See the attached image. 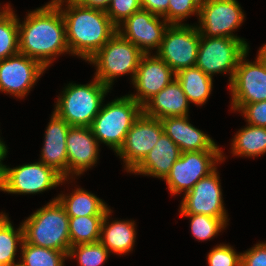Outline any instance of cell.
Listing matches in <instances>:
<instances>
[{"label":"cell","instance_id":"cell-20","mask_svg":"<svg viewBox=\"0 0 266 266\" xmlns=\"http://www.w3.org/2000/svg\"><path fill=\"white\" fill-rule=\"evenodd\" d=\"M163 131L180 148L181 152L220 150L215 142L188 122V116L161 119Z\"/></svg>","mask_w":266,"mask_h":266},{"label":"cell","instance_id":"cell-23","mask_svg":"<svg viewBox=\"0 0 266 266\" xmlns=\"http://www.w3.org/2000/svg\"><path fill=\"white\" fill-rule=\"evenodd\" d=\"M111 210L108 209L101 224L100 242L116 254H126L133 249L136 232L134 221H114L109 224Z\"/></svg>","mask_w":266,"mask_h":266},{"label":"cell","instance_id":"cell-7","mask_svg":"<svg viewBox=\"0 0 266 266\" xmlns=\"http://www.w3.org/2000/svg\"><path fill=\"white\" fill-rule=\"evenodd\" d=\"M249 50L243 39L229 37H205L200 34V44L196 64L205 74L215 73L230 75V83L235 74L240 58Z\"/></svg>","mask_w":266,"mask_h":266},{"label":"cell","instance_id":"cell-9","mask_svg":"<svg viewBox=\"0 0 266 266\" xmlns=\"http://www.w3.org/2000/svg\"><path fill=\"white\" fill-rule=\"evenodd\" d=\"M200 32L196 26L170 24L157 49L161 58L175 73L196 64Z\"/></svg>","mask_w":266,"mask_h":266},{"label":"cell","instance_id":"cell-16","mask_svg":"<svg viewBox=\"0 0 266 266\" xmlns=\"http://www.w3.org/2000/svg\"><path fill=\"white\" fill-rule=\"evenodd\" d=\"M215 169L201 178L193 188L185 193L180 214H203L215 218H227L223 205L218 173Z\"/></svg>","mask_w":266,"mask_h":266},{"label":"cell","instance_id":"cell-26","mask_svg":"<svg viewBox=\"0 0 266 266\" xmlns=\"http://www.w3.org/2000/svg\"><path fill=\"white\" fill-rule=\"evenodd\" d=\"M232 153L255 157L266 152V127L249 125L238 131L232 141Z\"/></svg>","mask_w":266,"mask_h":266},{"label":"cell","instance_id":"cell-4","mask_svg":"<svg viewBox=\"0 0 266 266\" xmlns=\"http://www.w3.org/2000/svg\"><path fill=\"white\" fill-rule=\"evenodd\" d=\"M109 89L97 78L86 85L68 84L54 112L70 126L90 127Z\"/></svg>","mask_w":266,"mask_h":266},{"label":"cell","instance_id":"cell-41","mask_svg":"<svg viewBox=\"0 0 266 266\" xmlns=\"http://www.w3.org/2000/svg\"><path fill=\"white\" fill-rule=\"evenodd\" d=\"M258 55L266 62V44L260 48Z\"/></svg>","mask_w":266,"mask_h":266},{"label":"cell","instance_id":"cell-38","mask_svg":"<svg viewBox=\"0 0 266 266\" xmlns=\"http://www.w3.org/2000/svg\"><path fill=\"white\" fill-rule=\"evenodd\" d=\"M170 0H141V7L153 14L164 16L168 12Z\"/></svg>","mask_w":266,"mask_h":266},{"label":"cell","instance_id":"cell-18","mask_svg":"<svg viewBox=\"0 0 266 266\" xmlns=\"http://www.w3.org/2000/svg\"><path fill=\"white\" fill-rule=\"evenodd\" d=\"M68 178L70 173L81 175L96 164L99 142L90 127L71 126L66 136Z\"/></svg>","mask_w":266,"mask_h":266},{"label":"cell","instance_id":"cell-21","mask_svg":"<svg viewBox=\"0 0 266 266\" xmlns=\"http://www.w3.org/2000/svg\"><path fill=\"white\" fill-rule=\"evenodd\" d=\"M188 98L176 78L142 106V113L148 117L188 116Z\"/></svg>","mask_w":266,"mask_h":266},{"label":"cell","instance_id":"cell-15","mask_svg":"<svg viewBox=\"0 0 266 266\" xmlns=\"http://www.w3.org/2000/svg\"><path fill=\"white\" fill-rule=\"evenodd\" d=\"M44 70L38 61L21 53L0 60V91L23 98Z\"/></svg>","mask_w":266,"mask_h":266},{"label":"cell","instance_id":"cell-10","mask_svg":"<svg viewBox=\"0 0 266 266\" xmlns=\"http://www.w3.org/2000/svg\"><path fill=\"white\" fill-rule=\"evenodd\" d=\"M221 150L181 152L170 173L164 179L172 194L187 193L201 179L213 172L218 161H223Z\"/></svg>","mask_w":266,"mask_h":266},{"label":"cell","instance_id":"cell-33","mask_svg":"<svg viewBox=\"0 0 266 266\" xmlns=\"http://www.w3.org/2000/svg\"><path fill=\"white\" fill-rule=\"evenodd\" d=\"M202 0H170L168 12L163 16L169 24H181L191 14L199 16L200 5Z\"/></svg>","mask_w":266,"mask_h":266},{"label":"cell","instance_id":"cell-1","mask_svg":"<svg viewBox=\"0 0 266 266\" xmlns=\"http://www.w3.org/2000/svg\"><path fill=\"white\" fill-rule=\"evenodd\" d=\"M19 53L38 61L45 69L52 63L51 57L69 52L66 25L61 8L55 2L28 13L18 24Z\"/></svg>","mask_w":266,"mask_h":266},{"label":"cell","instance_id":"cell-6","mask_svg":"<svg viewBox=\"0 0 266 266\" xmlns=\"http://www.w3.org/2000/svg\"><path fill=\"white\" fill-rule=\"evenodd\" d=\"M144 53L116 32L88 61L96 65L95 78L111 88L114 78L123 74L136 75Z\"/></svg>","mask_w":266,"mask_h":266},{"label":"cell","instance_id":"cell-2","mask_svg":"<svg viewBox=\"0 0 266 266\" xmlns=\"http://www.w3.org/2000/svg\"><path fill=\"white\" fill-rule=\"evenodd\" d=\"M64 1L67 3L62 10ZM63 15L70 53L88 61L117 32L106 11L86 7L74 0H52Z\"/></svg>","mask_w":266,"mask_h":266},{"label":"cell","instance_id":"cell-13","mask_svg":"<svg viewBox=\"0 0 266 266\" xmlns=\"http://www.w3.org/2000/svg\"><path fill=\"white\" fill-rule=\"evenodd\" d=\"M163 133L160 119L140 114L117 152L124 159L128 172H132L144 160Z\"/></svg>","mask_w":266,"mask_h":266},{"label":"cell","instance_id":"cell-37","mask_svg":"<svg viewBox=\"0 0 266 266\" xmlns=\"http://www.w3.org/2000/svg\"><path fill=\"white\" fill-rule=\"evenodd\" d=\"M241 254V266H266V243H258Z\"/></svg>","mask_w":266,"mask_h":266},{"label":"cell","instance_id":"cell-3","mask_svg":"<svg viewBox=\"0 0 266 266\" xmlns=\"http://www.w3.org/2000/svg\"><path fill=\"white\" fill-rule=\"evenodd\" d=\"M22 227L26 243L68 254L71 247L69 216L57 197L27 218Z\"/></svg>","mask_w":266,"mask_h":266},{"label":"cell","instance_id":"cell-27","mask_svg":"<svg viewBox=\"0 0 266 266\" xmlns=\"http://www.w3.org/2000/svg\"><path fill=\"white\" fill-rule=\"evenodd\" d=\"M0 12V60L19 53V20L9 6Z\"/></svg>","mask_w":266,"mask_h":266},{"label":"cell","instance_id":"cell-34","mask_svg":"<svg viewBox=\"0 0 266 266\" xmlns=\"http://www.w3.org/2000/svg\"><path fill=\"white\" fill-rule=\"evenodd\" d=\"M142 9L141 0H112L106 10L111 22L118 27L120 22Z\"/></svg>","mask_w":266,"mask_h":266},{"label":"cell","instance_id":"cell-29","mask_svg":"<svg viewBox=\"0 0 266 266\" xmlns=\"http://www.w3.org/2000/svg\"><path fill=\"white\" fill-rule=\"evenodd\" d=\"M23 227L14 230L6 214H0V266H13L17 252V244L23 242ZM18 242V243H17Z\"/></svg>","mask_w":266,"mask_h":266},{"label":"cell","instance_id":"cell-22","mask_svg":"<svg viewBox=\"0 0 266 266\" xmlns=\"http://www.w3.org/2000/svg\"><path fill=\"white\" fill-rule=\"evenodd\" d=\"M180 155V148L167 134L163 133L132 173L165 179Z\"/></svg>","mask_w":266,"mask_h":266},{"label":"cell","instance_id":"cell-14","mask_svg":"<svg viewBox=\"0 0 266 266\" xmlns=\"http://www.w3.org/2000/svg\"><path fill=\"white\" fill-rule=\"evenodd\" d=\"M159 17L163 18L147 10L140 9L126 18L123 23H120L117 27V32L123 38L132 42L144 54H148L150 52L148 49H159L165 31L170 25L165 19L161 22ZM121 24H124L122 29Z\"/></svg>","mask_w":266,"mask_h":266},{"label":"cell","instance_id":"cell-11","mask_svg":"<svg viewBox=\"0 0 266 266\" xmlns=\"http://www.w3.org/2000/svg\"><path fill=\"white\" fill-rule=\"evenodd\" d=\"M248 51L240 58L229 89L232 109L244 104L266 100V62L258 55L255 62L245 61Z\"/></svg>","mask_w":266,"mask_h":266},{"label":"cell","instance_id":"cell-40","mask_svg":"<svg viewBox=\"0 0 266 266\" xmlns=\"http://www.w3.org/2000/svg\"><path fill=\"white\" fill-rule=\"evenodd\" d=\"M7 149H6V146L5 144L3 143V141H1L0 139V173L2 171V167H3V164H2V160L5 158V156L7 155Z\"/></svg>","mask_w":266,"mask_h":266},{"label":"cell","instance_id":"cell-28","mask_svg":"<svg viewBox=\"0 0 266 266\" xmlns=\"http://www.w3.org/2000/svg\"><path fill=\"white\" fill-rule=\"evenodd\" d=\"M103 218L104 216L69 217L71 246L98 242Z\"/></svg>","mask_w":266,"mask_h":266},{"label":"cell","instance_id":"cell-17","mask_svg":"<svg viewBox=\"0 0 266 266\" xmlns=\"http://www.w3.org/2000/svg\"><path fill=\"white\" fill-rule=\"evenodd\" d=\"M175 76L176 73L157 55L152 57L150 53L144 54L132 81L138 94H130L129 96L143 106L169 85Z\"/></svg>","mask_w":266,"mask_h":266},{"label":"cell","instance_id":"cell-25","mask_svg":"<svg viewBox=\"0 0 266 266\" xmlns=\"http://www.w3.org/2000/svg\"><path fill=\"white\" fill-rule=\"evenodd\" d=\"M69 217L104 216L109 209L105 202L92 193L77 188L70 196L57 197Z\"/></svg>","mask_w":266,"mask_h":266},{"label":"cell","instance_id":"cell-39","mask_svg":"<svg viewBox=\"0 0 266 266\" xmlns=\"http://www.w3.org/2000/svg\"><path fill=\"white\" fill-rule=\"evenodd\" d=\"M80 5L106 11L112 0H74Z\"/></svg>","mask_w":266,"mask_h":266},{"label":"cell","instance_id":"cell-35","mask_svg":"<svg viewBox=\"0 0 266 266\" xmlns=\"http://www.w3.org/2000/svg\"><path fill=\"white\" fill-rule=\"evenodd\" d=\"M242 254H237L229 245L214 247L207 257L209 266H241Z\"/></svg>","mask_w":266,"mask_h":266},{"label":"cell","instance_id":"cell-32","mask_svg":"<svg viewBox=\"0 0 266 266\" xmlns=\"http://www.w3.org/2000/svg\"><path fill=\"white\" fill-rule=\"evenodd\" d=\"M109 250L100 242L71 246L67 257H78L80 266H101L109 256Z\"/></svg>","mask_w":266,"mask_h":266},{"label":"cell","instance_id":"cell-30","mask_svg":"<svg viewBox=\"0 0 266 266\" xmlns=\"http://www.w3.org/2000/svg\"><path fill=\"white\" fill-rule=\"evenodd\" d=\"M22 261L21 266H64V259L67 258L65 252L50 248L21 243Z\"/></svg>","mask_w":266,"mask_h":266},{"label":"cell","instance_id":"cell-12","mask_svg":"<svg viewBox=\"0 0 266 266\" xmlns=\"http://www.w3.org/2000/svg\"><path fill=\"white\" fill-rule=\"evenodd\" d=\"M244 17L236 0H202L197 28L201 36L241 39L232 31L243 23Z\"/></svg>","mask_w":266,"mask_h":266},{"label":"cell","instance_id":"cell-19","mask_svg":"<svg viewBox=\"0 0 266 266\" xmlns=\"http://www.w3.org/2000/svg\"><path fill=\"white\" fill-rule=\"evenodd\" d=\"M70 127L64 119L53 111L45 131V140L40 157V162L52 167L63 178H68L66 136Z\"/></svg>","mask_w":266,"mask_h":266},{"label":"cell","instance_id":"cell-5","mask_svg":"<svg viewBox=\"0 0 266 266\" xmlns=\"http://www.w3.org/2000/svg\"><path fill=\"white\" fill-rule=\"evenodd\" d=\"M141 113L142 106L129 95H125L104 105L90 128L98 142L110 146L117 153Z\"/></svg>","mask_w":266,"mask_h":266},{"label":"cell","instance_id":"cell-24","mask_svg":"<svg viewBox=\"0 0 266 266\" xmlns=\"http://www.w3.org/2000/svg\"><path fill=\"white\" fill-rule=\"evenodd\" d=\"M175 78L181 84L189 102L197 106L206 103L213 86L211 76L205 74L197 66H193L181 69L176 73Z\"/></svg>","mask_w":266,"mask_h":266},{"label":"cell","instance_id":"cell-36","mask_svg":"<svg viewBox=\"0 0 266 266\" xmlns=\"http://www.w3.org/2000/svg\"><path fill=\"white\" fill-rule=\"evenodd\" d=\"M238 111L243 113L249 125L266 127V100L244 104Z\"/></svg>","mask_w":266,"mask_h":266},{"label":"cell","instance_id":"cell-8","mask_svg":"<svg viewBox=\"0 0 266 266\" xmlns=\"http://www.w3.org/2000/svg\"><path fill=\"white\" fill-rule=\"evenodd\" d=\"M65 180L67 178L40 161L15 168L3 165L0 190L13 194H35L56 187Z\"/></svg>","mask_w":266,"mask_h":266},{"label":"cell","instance_id":"cell-31","mask_svg":"<svg viewBox=\"0 0 266 266\" xmlns=\"http://www.w3.org/2000/svg\"><path fill=\"white\" fill-rule=\"evenodd\" d=\"M181 217H190L191 232L201 241L213 238L226 227L228 218H215L203 214H180Z\"/></svg>","mask_w":266,"mask_h":266}]
</instances>
